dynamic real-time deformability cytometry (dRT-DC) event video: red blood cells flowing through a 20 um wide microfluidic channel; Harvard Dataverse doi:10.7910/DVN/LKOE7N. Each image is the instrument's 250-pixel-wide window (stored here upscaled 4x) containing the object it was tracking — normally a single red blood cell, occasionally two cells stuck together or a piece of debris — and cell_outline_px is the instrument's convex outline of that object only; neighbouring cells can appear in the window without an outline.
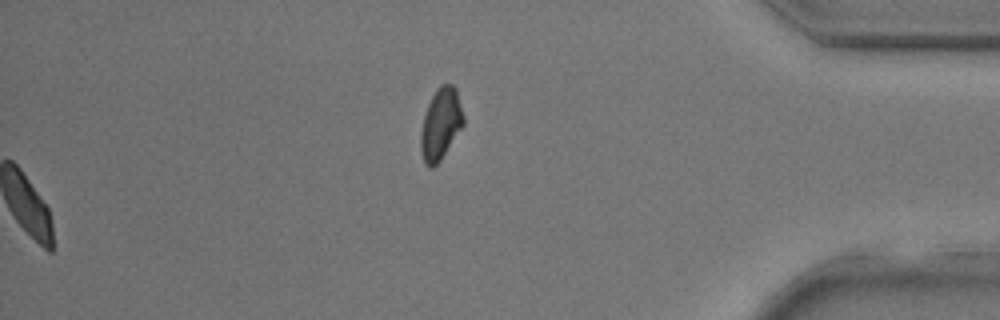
{"species": "common noctule bat (a hibernating species)", "species_latin": "Nyctalus noctula", "temperature_condition": "room temperature", "stored_images_in_passage": 39, "camera_frame_rate_fps": 3000, "um_per_image_px": 0.085, "animal": {"sex": "male", "body_mass_g": 17.9, "forearm_length_mm": 54.2}, "frame": {"image": 1, "passage_image": 39, "time_ms": 12.667, "image_size_px": [1000, 320], "cell_outline_px": [[464, 124], [440, 160], [432, 168], [428, 168], [424, 164], [420, 148], [420, 132], [424, 116], [428, 104], [436, 88], [440, 84], [452, 84], [456, 88], [464, 116]], "centroid_in_image_um": [37.45, 10.53], "position_along_channel_um": 397.8, "area_um2": 17.8}}